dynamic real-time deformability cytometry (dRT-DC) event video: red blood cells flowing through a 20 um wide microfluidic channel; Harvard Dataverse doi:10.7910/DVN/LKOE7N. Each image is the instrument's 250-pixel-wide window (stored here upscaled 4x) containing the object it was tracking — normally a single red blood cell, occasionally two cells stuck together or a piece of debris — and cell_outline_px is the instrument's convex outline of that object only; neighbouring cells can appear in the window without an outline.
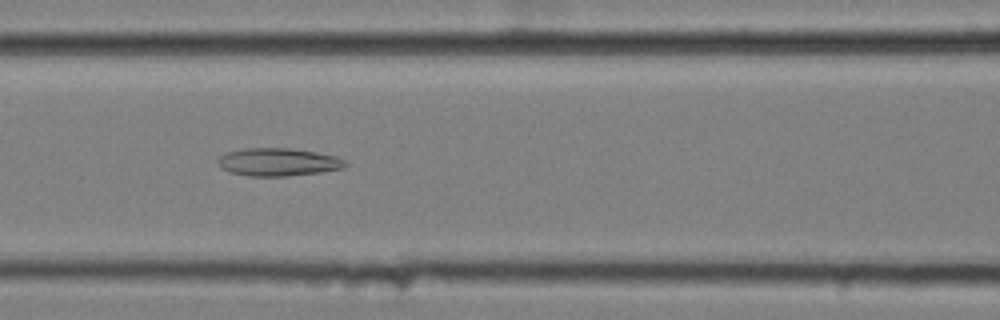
{"species": "common noctule bat (a hibernating species)", "species_latin": "Nyctalus noctula", "temperature_condition": "cold", "stored_images_in_passage": 41, "camera_frame_rate_fps": 3000, "um_per_image_px": 0.085, "animal": {"sex": "female", "body_mass_g": 25.1}, "frame": {"image": 1, "passage_image": 9, "time_ms": 2.667, "image_size_px": [1000, 320], "cell_outline_px": [[348, 164], [344, 168], [320, 172], [288, 176], [248, 176], [232, 172], [216, 164], [216, 160], [220, 156], [228, 152], [244, 148], [288, 148], [316, 152], [336, 156], [344, 160]], "centroid_in_image_um": [23.65, 13.77], "position_along_channel_um": 143.0, "area_um2": 20.63}}
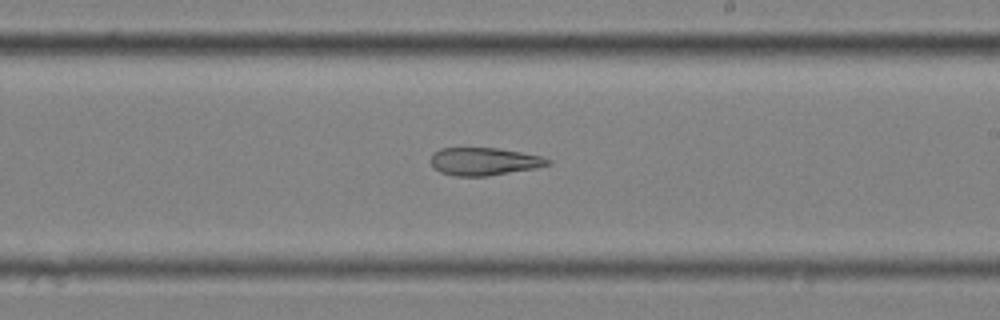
{"frame": {"image": 2, "passage_image": 18, "time_ms": 5.667, "image_size_px": [1000, 320], "cell_outline_px": [[552, 164], [536, 168], [488, 176], [452, 176], [440, 172], [432, 164], [432, 156], [440, 148], [496, 148], [520, 152], [540, 156], [552, 160]], "centroid_in_image_um": [41.19, 13.73], "position_along_channel_um": 247.8, "area_um2": 18.79}}
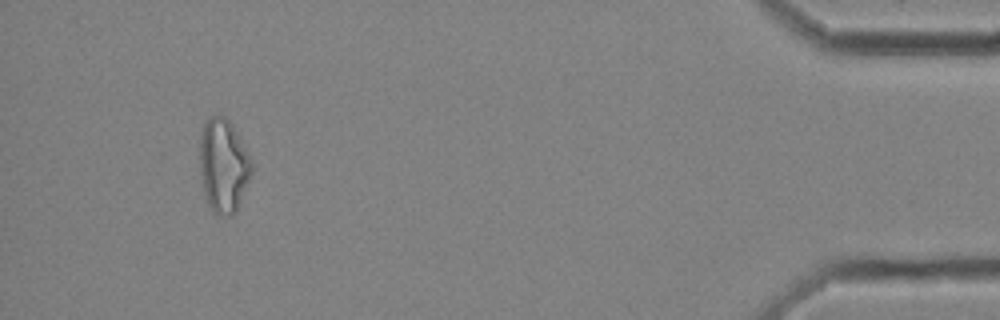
{"frame": {"image": 3, "passage_image": 38, "time_ms": 12.333, "image_size_px": [1000, 320], "cell_outline_px": [[252, 172], [236, 212], [228, 216], [216, 216], [212, 212], [208, 204], [204, 192], [200, 172], [200, 132], [204, 124], [212, 116], [224, 116], [232, 124], [248, 152], [252, 160]], "centroid_in_image_um": [18.99, 14.1], "position_along_channel_um": 416.2, "area_um2": 28.38}, "authors_computed_cell_mechanics": {"area_um2": 21.386, "velocity_mm_per_s": 3.5046, "shape_relaxation_time_tau1_ms": null, "shape_relaxation_time_tau2_ms": 5.3201, "deformation_change_tau1": null, "deformation_change_tau2": 0.165}}